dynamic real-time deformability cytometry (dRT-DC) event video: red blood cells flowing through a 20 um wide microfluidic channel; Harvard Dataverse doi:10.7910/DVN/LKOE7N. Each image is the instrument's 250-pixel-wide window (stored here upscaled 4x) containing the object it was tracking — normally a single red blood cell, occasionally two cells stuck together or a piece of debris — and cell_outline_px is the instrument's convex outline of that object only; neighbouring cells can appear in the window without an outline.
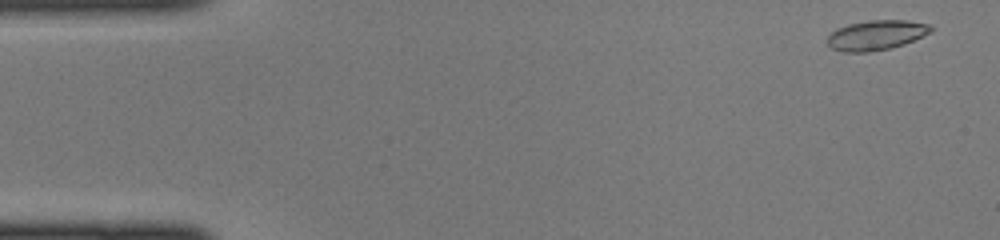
{"species": "common noctule bat (a hibernating species)", "species_latin": "Nyctalus noctula", "temperature_condition": "cold", "stored_images_in_passage": 43, "camera_frame_rate_fps": 3000, "um_per_image_px": 0.085, "animal": {"sex": "female", "body_mass_g": 22.0, "forearm_length_mm": 56.7}, "frame": {"image": 1, "passage_image": 1, "time_ms": 0.0, "image_size_px": [1000, 240], "cell_outline_px": [[932, 32], [904, 44], [892, 48], [868, 52], [840, 52], [832, 48], [828, 44], [828, 36], [836, 28], [848, 24], [868, 20], [904, 20], [932, 24]], "centroid_in_image_um": [74.49, 2.98], "position_along_channel_um": 10.5, "area_um2": 18.15}}
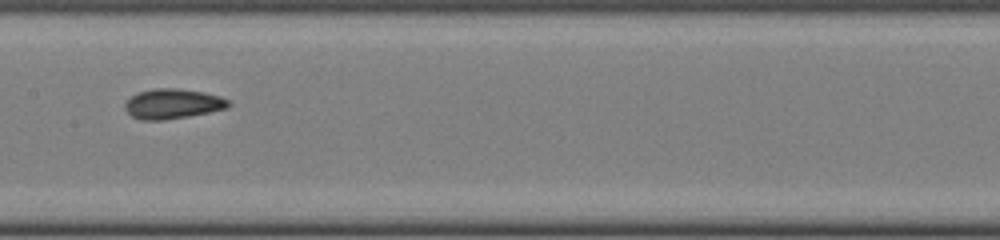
{"frame": {"image": 2, "passage_image": 21, "time_ms": 6.667, "image_size_px": [1000, 240], "cell_outline_px": [[232, 104], [228, 108], [188, 116], [164, 120], [140, 120], [132, 116], [124, 108], [124, 104], [132, 96], [140, 92], [156, 88], [176, 88], [204, 92], [220, 96], [228, 100]], "centroid_in_image_um": [14.7, 8.82], "position_along_channel_um": 192.7, "area_um2": 17.98}}
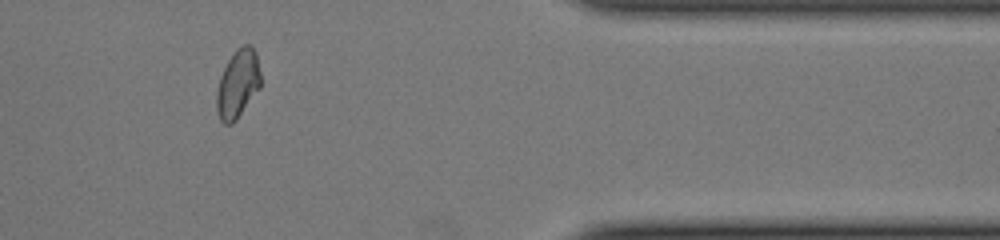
{"frame": {"image": 3, "passage_image": 36, "time_ms": 11.667, "image_size_px": [1000, 240], "cell_outline_px": [[260, 88], [236, 120], [232, 124], [224, 124], [220, 120], [216, 108], [216, 92], [220, 76], [228, 60], [236, 48], [244, 44], [248, 44], [256, 52], [260, 72]], "centroid_in_image_um": [20.2, 7.13], "position_along_channel_um": 391.2, "area_um2": 17.57}}